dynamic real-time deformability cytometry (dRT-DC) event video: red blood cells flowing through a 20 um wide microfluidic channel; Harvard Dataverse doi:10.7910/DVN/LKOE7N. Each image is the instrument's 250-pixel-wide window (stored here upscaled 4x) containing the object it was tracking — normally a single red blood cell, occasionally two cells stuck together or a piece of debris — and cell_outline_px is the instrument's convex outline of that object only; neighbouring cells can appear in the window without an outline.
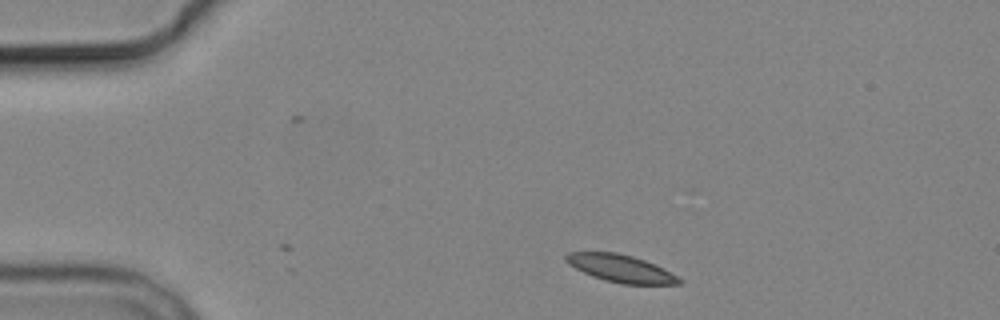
{"species": "common noctule bat (a hibernating species)", "species_latin": "Nyctalus noctula", "temperature_condition": "cold", "stored_images_in_passage": 7, "camera_frame_rate_fps": 3000, "um_per_image_px": 0.085, "animal": {"sex": "male", "body_mass_g": 19.2, "forearm_length_mm": 51.8}, "frame": {"image": 1, "passage_image": 1, "time_ms": 0.0, "image_size_px": [1000, 320], "cell_outline_px": [[684, 280], [680, 284], [620, 284], [604, 280], [592, 276], [568, 264], [564, 260], [564, 256], [568, 252], [616, 252], [632, 256], [644, 260], [664, 268]], "centroid_in_image_um": [52.76, 22.82], "position_along_channel_um": 32.2, "area_um2": 18.15}}
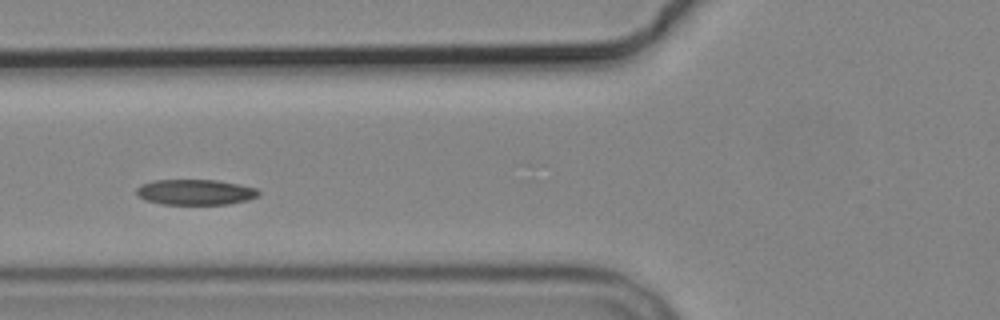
{"frame": {"image": 2, "passage_image": 4, "time_ms": 3.667, "image_size_px": [1000, 320], "cell_outline_px": [[260, 196], [248, 200], [228, 204], [160, 204], [144, 200], [136, 196], [136, 188], [140, 184], [152, 180], [216, 180], [240, 184], [256, 188], [260, 192]], "centroid_in_image_um": [16.58, 16.33], "position_along_channel_um": 109.2, "area_um2": 18.44}}
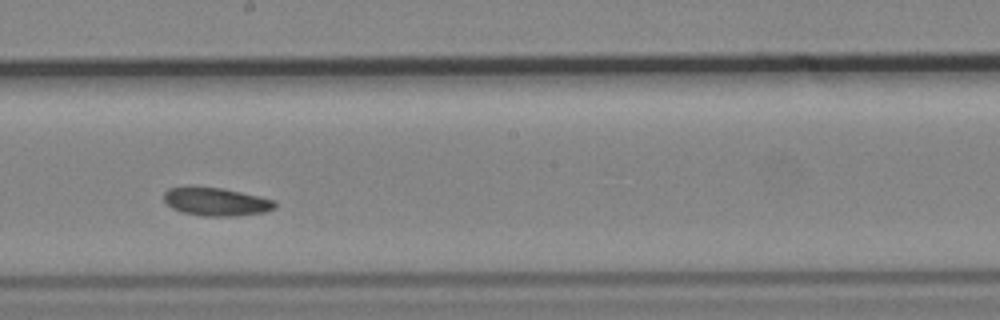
{"frame": {"image": 3, "passage_image": 7, "time_ms": 7.0, "image_size_px": [1000, 320], "cell_outline_px": [[276, 208], [264, 212], [232, 216], [204, 216], [180, 212], [172, 208], [164, 200], [164, 192], [168, 188], [184, 184], [188, 184], [224, 188], [260, 196], [276, 200]], "centroid_in_image_um": [18.32, 17.1], "position_along_channel_um": 229.9, "area_um2": 18.9}}